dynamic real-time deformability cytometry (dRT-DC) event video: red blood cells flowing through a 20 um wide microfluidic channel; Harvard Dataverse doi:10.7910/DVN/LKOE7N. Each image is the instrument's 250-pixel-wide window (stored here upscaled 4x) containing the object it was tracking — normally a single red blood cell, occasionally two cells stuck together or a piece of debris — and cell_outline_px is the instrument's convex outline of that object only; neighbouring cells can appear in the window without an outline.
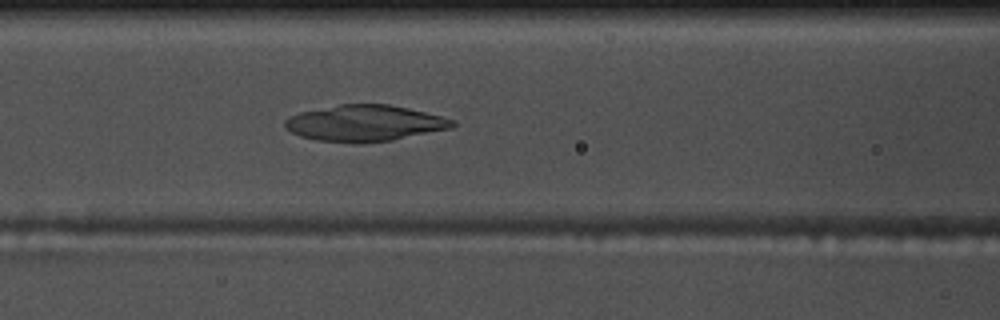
{"species": "common noctule bat (a hibernating species)", "species_latin": "Nyctalus noctula", "temperature_condition": "warm", "stored_images_in_passage": 50, "camera_frame_rate_fps": 3000, "um_per_image_px": 0.085, "animal": {"sex": "male", "body_mass_g": 17.5, "forearm_length_mm": 52.3}, "frame": {"image": 1, "passage_image": 21, "time_ms": 6.667, "image_size_px": [1000, 320], "cell_outline_px": [[456, 124], [452, 128], [392, 140], [316, 140], [300, 136], [284, 128], [284, 120], [288, 116], [300, 112], [340, 104], [388, 104], [408, 108], [456, 120]], "centroid_in_image_um": [31.0, 10.43], "position_along_channel_um": 135.6, "area_um2": 34.39}}
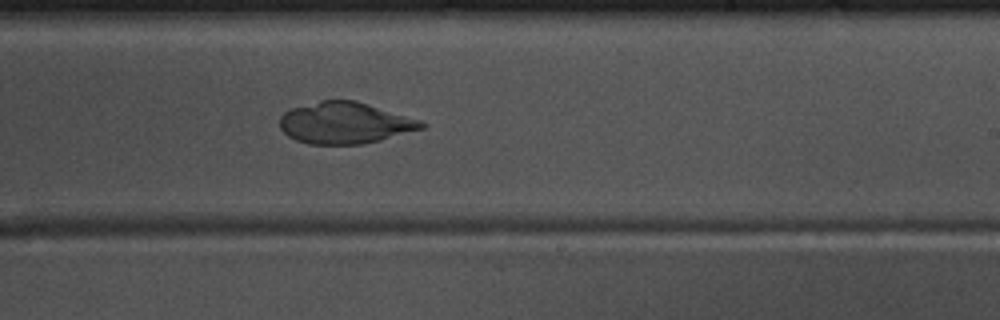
{"frame": {"image": 2, "passage_image": 31, "time_ms": 10.0, "image_size_px": [1000, 320], "cell_outline_px": [[424, 128], [380, 140], [364, 144], [308, 144], [296, 140], [288, 136], [280, 128], [280, 116], [284, 112], [292, 108], [320, 100], [356, 100], [420, 120], [424, 124]], "centroid_in_image_um": [29.29, 10.45], "position_along_channel_um": 259.7, "area_um2": 34.1}}
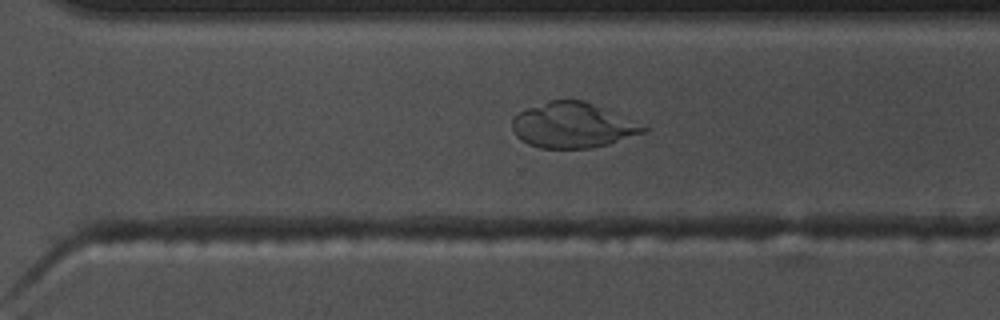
{"frame": {"image": 3, "passage_image": 36, "time_ms": 11.667, "image_size_px": [1000, 320], "cell_outline_px": [[648, 132], [608, 144], [592, 148], [540, 148], [528, 144], [520, 140], [512, 132], [512, 120], [520, 112], [528, 108], [552, 100], [584, 100], [648, 128]], "centroid_in_image_um": [48.65, 10.67], "position_along_channel_um": 322.0, "area_um2": 34.16}}